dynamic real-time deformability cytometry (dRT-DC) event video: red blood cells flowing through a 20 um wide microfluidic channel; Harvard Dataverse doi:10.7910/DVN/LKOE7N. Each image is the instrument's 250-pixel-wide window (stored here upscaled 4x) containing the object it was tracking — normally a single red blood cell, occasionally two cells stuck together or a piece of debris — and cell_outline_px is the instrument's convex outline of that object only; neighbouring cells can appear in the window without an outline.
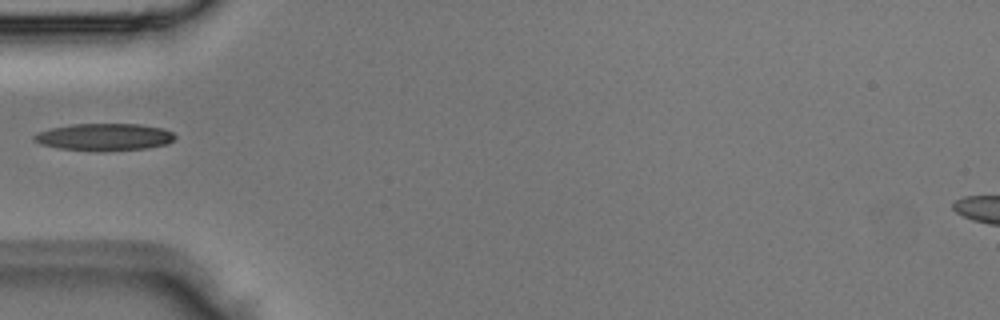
{"species": "Egyptian fruit bat (a non-hibernating species)", "species_latin": "Rousettus aegyptiacus", "temperature_condition": "room temperature", "stored_images_in_passage": 4, "camera_frame_rate_fps": 3000, "um_per_image_px": 0.085, "animal": {"sex": "male"}, "frame": {"image": 1, "passage_image": 4, "time_ms": 1.0, "image_size_px": [1000, 320], "cell_outline_px": [[176, 136], [168, 144], [148, 148], [104, 152], [96, 152], [60, 148], [40, 144], [32, 140], [32, 136], [36, 132], [52, 128], [72, 124], [140, 124], [164, 128], [172, 132]], "centroid_in_image_um": [8.86, 11.66], "position_along_channel_um": 76.1, "area_um2": 22.72}}